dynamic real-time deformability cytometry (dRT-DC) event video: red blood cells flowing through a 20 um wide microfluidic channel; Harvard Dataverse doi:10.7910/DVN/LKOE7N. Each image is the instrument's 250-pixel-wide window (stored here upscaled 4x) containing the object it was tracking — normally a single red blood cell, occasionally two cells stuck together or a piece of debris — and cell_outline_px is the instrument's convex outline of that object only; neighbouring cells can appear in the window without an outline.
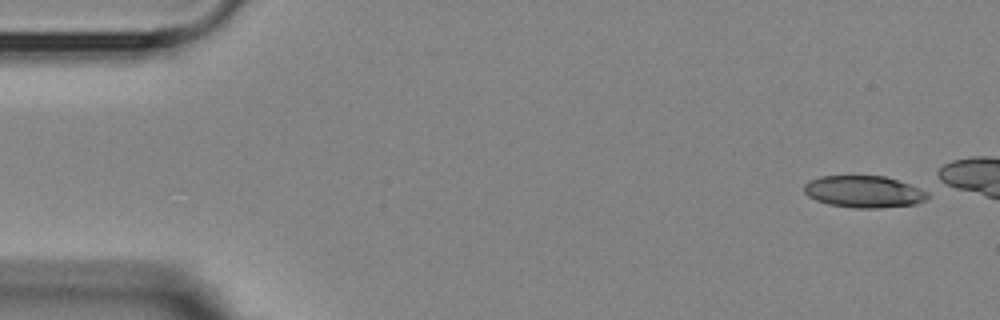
{"species": "Egyptian fruit bat (a non-hibernating species)", "species_latin": "Rousettus aegyptiacus", "temperature_condition": "room temperature", "stored_images_in_passage": 5, "camera_frame_rate_fps": 3000, "um_per_image_px": 0.085, "animal": {"sex": "female"}, "frame": {"image": 1, "passage_image": 1, "time_ms": 0.0, "image_size_px": [1000, 320], "cell_outline_px": [[928, 196], [924, 200], [916, 204], [880, 208], [856, 208], [828, 204], [816, 200], [808, 196], [804, 192], [804, 184], [808, 180], [820, 176], [884, 176], [908, 184], [928, 192]], "centroid_in_image_um": [73.38, 16.29], "position_along_channel_um": 11.6, "area_um2": 22.83}}